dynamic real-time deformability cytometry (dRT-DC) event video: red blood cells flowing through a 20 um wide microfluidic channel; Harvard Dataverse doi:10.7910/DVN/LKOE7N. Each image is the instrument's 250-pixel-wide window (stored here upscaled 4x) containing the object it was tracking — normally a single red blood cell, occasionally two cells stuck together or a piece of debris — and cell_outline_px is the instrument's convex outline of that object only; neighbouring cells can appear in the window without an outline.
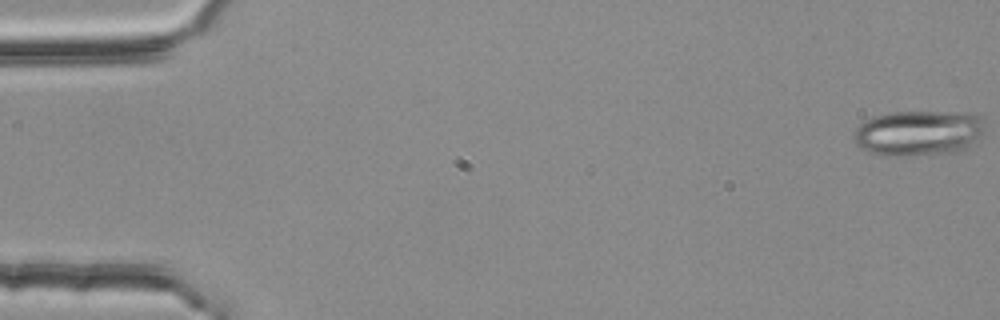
{"species": "common noctule bat (a hibernating species)", "species_latin": "Nyctalus noctula", "temperature_condition": "room temperature", "stored_images_in_passage": 4, "camera_frame_rate_fps": 3000, "um_per_image_px": 0.085, "animal": {"sex": "female", "body_mass_g": 25.1}, "frame": {"image": 1, "passage_image": 1, "time_ms": 0.0, "image_size_px": [1000, 320], "cell_outline_px": [[984, 132], [968, 148], [956, 152], [896, 156], [884, 156], [868, 152], [860, 148], [856, 144], [856, 128], [864, 120], [876, 116], [892, 112], [968, 112], [984, 116]], "centroid_in_image_um": [78.13, 11.3], "position_along_channel_um": 6.9, "area_um2": 34.91}}